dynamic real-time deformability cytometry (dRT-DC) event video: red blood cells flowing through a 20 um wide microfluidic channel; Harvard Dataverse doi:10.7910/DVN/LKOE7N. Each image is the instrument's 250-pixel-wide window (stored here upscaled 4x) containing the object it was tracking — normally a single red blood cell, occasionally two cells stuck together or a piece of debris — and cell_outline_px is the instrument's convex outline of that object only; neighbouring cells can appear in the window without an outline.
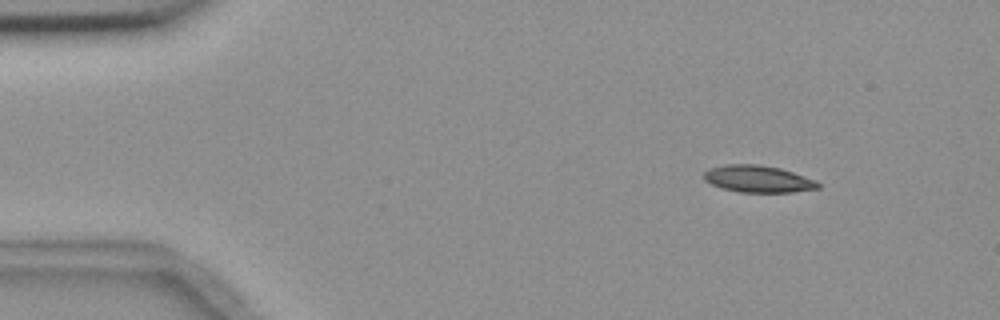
{"species": "common noctule bat (a hibernating species)", "species_latin": "Nyctalus noctula", "temperature_condition": "room temperature", "stored_images_in_passage": 9, "camera_frame_rate_fps": 3000, "um_per_image_px": 0.085, "animal": {"sex": "female", "body_mass_g": 18.4}, "frame": {"image": 1, "passage_image": 2, "time_ms": 1.0, "image_size_px": [1000, 320], "cell_outline_px": [[820, 188], [792, 192], [740, 192], [724, 188], [712, 184], [704, 180], [704, 172], [708, 168], [724, 164], [756, 164], [780, 168], [816, 180], [820, 184]], "centroid_in_image_um": [64.43, 15.2], "position_along_channel_um": 20.6, "area_um2": 17.86}}
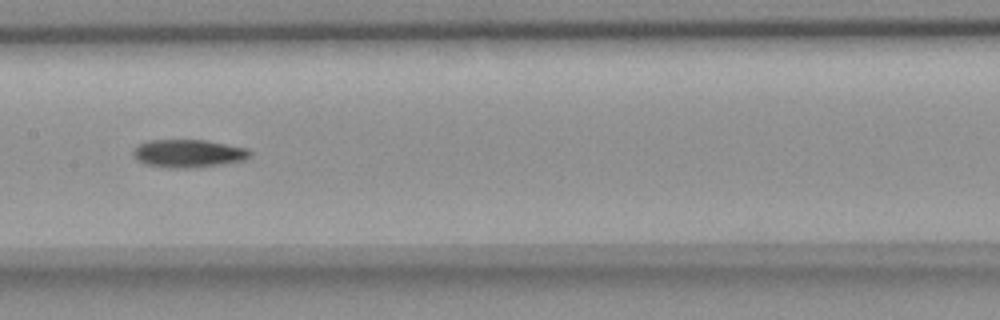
{"frame": {"image": 2, "passage_image": 8, "time_ms": 8.0, "image_size_px": [1000, 320], "cell_outline_px": [[252, 156], [244, 160], [224, 164], [188, 168], [172, 168], [144, 164], [132, 152], [140, 144], [148, 140], [208, 140], [248, 148], [252, 152]], "centroid_in_image_um": [16.09, 13.04], "position_along_channel_um": 191.3, "area_um2": 19.02}}
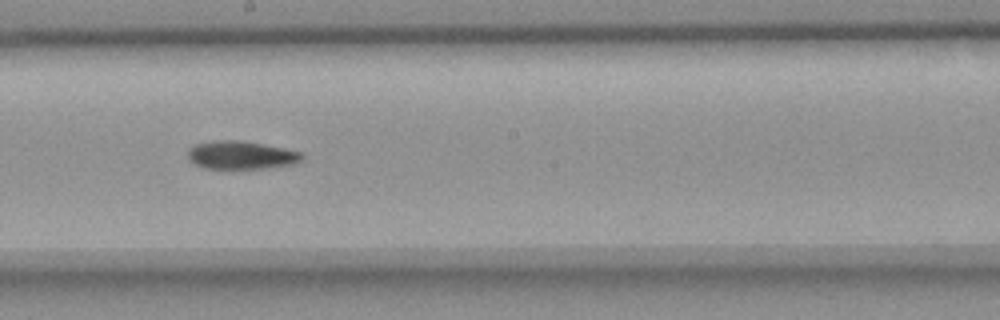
{"frame": {"image": 3, "passage_image": 9, "time_ms": 9.0, "image_size_px": [1000, 320], "cell_outline_px": [[304, 156], [296, 164], [264, 168], [204, 168], [188, 160], [188, 148], [196, 144], [216, 140], [236, 140], [284, 148], [300, 152]], "centroid_in_image_um": [20.47, 13.19], "position_along_channel_um": 227.7, "area_um2": 18.5}}